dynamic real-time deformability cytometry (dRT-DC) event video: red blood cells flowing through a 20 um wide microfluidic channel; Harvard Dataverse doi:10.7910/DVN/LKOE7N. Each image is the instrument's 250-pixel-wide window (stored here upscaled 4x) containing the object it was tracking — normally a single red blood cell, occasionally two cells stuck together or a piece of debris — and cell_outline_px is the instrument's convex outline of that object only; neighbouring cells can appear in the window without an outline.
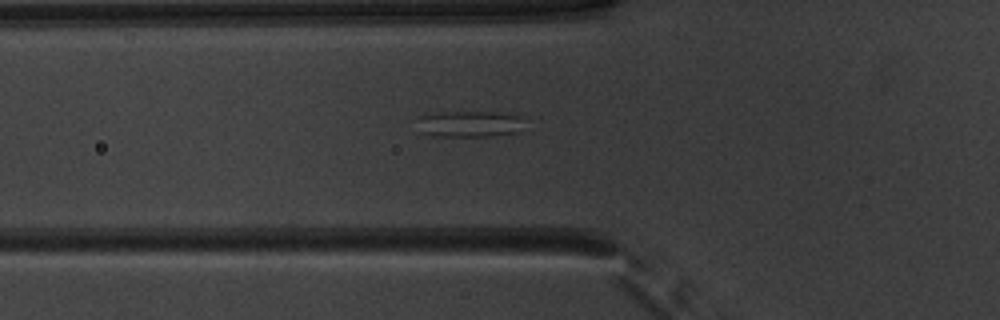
{"species": "common noctule bat (a hibernating species)", "species_latin": "Nyctalus noctula", "temperature_condition": "warm", "stored_images_in_passage": 35, "camera_frame_rate_fps": 3000, "um_per_image_px": 0.085, "animal": {"sex": "male", "body_mass_g": 20.1, "forearm_length_mm": 53.5}, "frame": {"image": 1, "passage_image": 2, "time_ms": 0.333, "image_size_px": [1000, 320], "cell_outline_px": [[524, 116], [520, 132], [492, 136], [432, 136], [420, 132], [420, 116], [440, 112], [492, 112]], "centroid_in_image_um": [39.96, 10.54], "position_along_channel_um": 85.8, "area_um2": 16.36}}
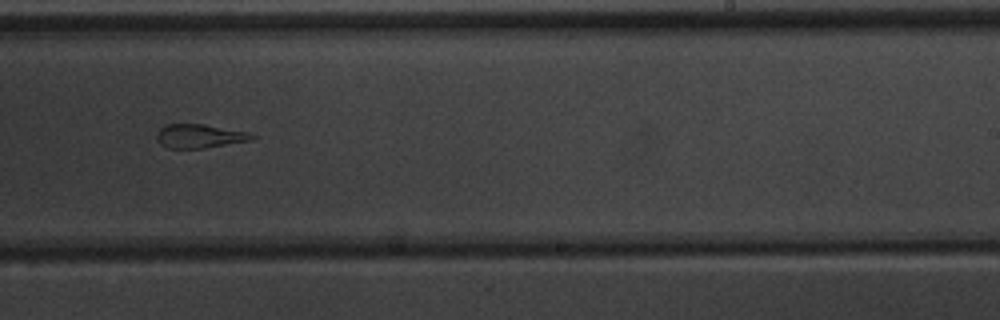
{"frame": {"image": 2, "passage_image": 16, "time_ms": 5.0, "image_size_px": [1000, 320], "cell_outline_px": [[256, 136], [252, 140], [204, 148], [168, 148], [160, 144], [156, 140], [156, 132], [160, 128], [168, 124], [204, 124], [248, 132]], "centroid_in_image_um": [16.93, 11.57], "position_along_channel_um": 272.1, "area_um2": 13.24}}
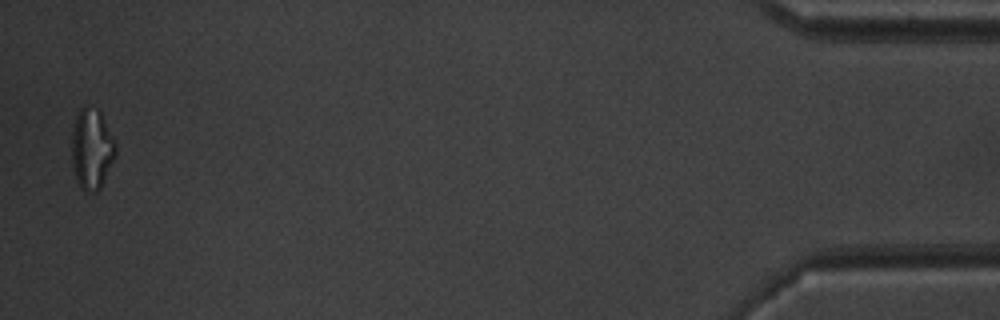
{"frame": {"image": 3, "passage_image": 34, "time_ms": 11.0, "image_size_px": [1000, 320], "cell_outline_px": [[116, 156], [100, 188], [96, 192], [84, 192], [80, 188], [76, 180], [72, 168], [72, 132], [76, 116], [80, 108], [88, 104], [100, 112], [116, 144]], "centroid_in_image_um": [7.78, 12.69], "position_along_channel_um": 427.4, "area_um2": 20.75}, "authors_computed_cell_mechanics": {"area_um2": 14.739, "velocity_mm_per_s": 3.9753, "shape_relaxation_time_tau1_ms": null, "shape_relaxation_time_tau2_ms": 1.7531, "deformation_change_tau1": null, "deformation_change_tau2": 0.1316}}